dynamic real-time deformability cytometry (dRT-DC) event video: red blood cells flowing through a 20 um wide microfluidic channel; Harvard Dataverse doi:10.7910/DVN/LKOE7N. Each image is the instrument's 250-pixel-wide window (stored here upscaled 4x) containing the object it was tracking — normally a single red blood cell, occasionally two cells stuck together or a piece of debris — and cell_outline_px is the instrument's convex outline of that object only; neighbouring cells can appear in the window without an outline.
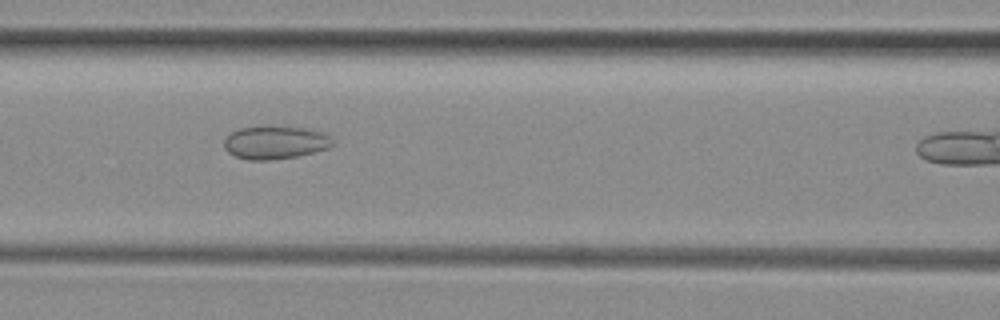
{"species": "common noctule bat (a hibernating species)", "species_latin": "Nyctalus noctula", "temperature_condition": "room temperature", "stored_images_in_passage": 33, "camera_frame_rate_fps": 3000, "um_per_image_px": 0.085, "animal": {"sex": "female", "body_mass_g": 29.2, "forearm_length_mm": 56.3}, "frame": {"image": 1, "passage_image": 13, "time_ms": 4.0, "image_size_px": [1000, 320], "cell_outline_px": [[332, 144], [328, 148], [296, 156], [272, 160], [248, 160], [236, 156], [228, 152], [224, 148], [224, 140], [232, 132], [240, 128], [304, 128], [320, 132], [328, 136], [332, 140]], "centroid_in_image_um": [23.35, 12.15], "position_along_channel_um": 143.2, "area_um2": 20.11}}
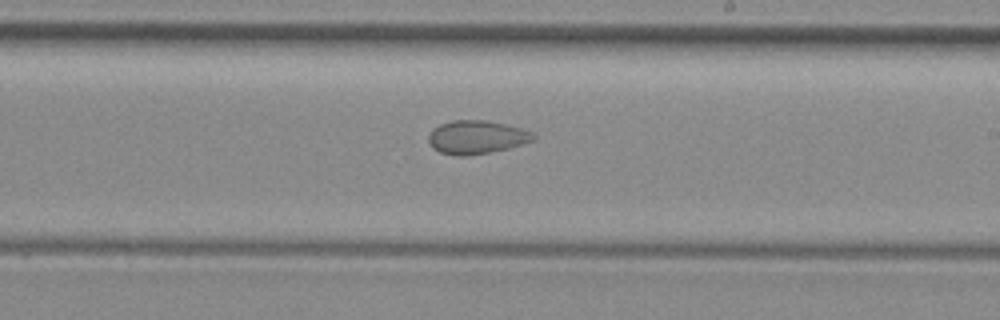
{"frame": {"image": 2, "passage_image": 21, "time_ms": 6.667, "image_size_px": [1000, 320], "cell_outline_px": [[536, 140], [508, 148], [492, 152], [468, 156], [456, 156], [440, 152], [432, 148], [428, 140], [428, 136], [432, 128], [440, 124], [452, 120], [484, 120], [504, 124], [520, 128], [532, 132], [536, 136]], "centroid_in_image_um": [40.49, 11.67], "position_along_channel_um": 248.5, "area_um2": 20.58}}
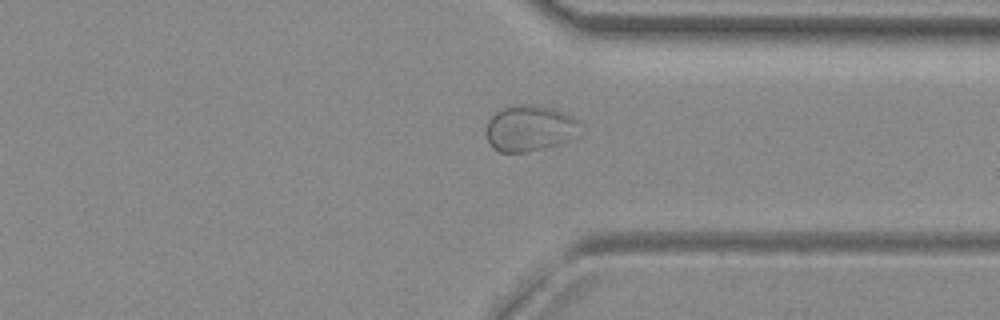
{"frame": {"image": 3, "passage_image": 30, "time_ms": 9.667, "image_size_px": [1000, 320], "cell_outline_px": [[584, 132], [568, 140], [544, 148], [524, 152], [500, 152], [492, 148], [484, 132], [488, 120], [496, 112], [504, 108], [516, 104], [532, 104], [552, 108], [564, 112], [580, 120], [584, 124]], "centroid_in_image_um": [45.08, 10.89], "position_along_channel_um": 366.3, "area_um2": 25.78}}